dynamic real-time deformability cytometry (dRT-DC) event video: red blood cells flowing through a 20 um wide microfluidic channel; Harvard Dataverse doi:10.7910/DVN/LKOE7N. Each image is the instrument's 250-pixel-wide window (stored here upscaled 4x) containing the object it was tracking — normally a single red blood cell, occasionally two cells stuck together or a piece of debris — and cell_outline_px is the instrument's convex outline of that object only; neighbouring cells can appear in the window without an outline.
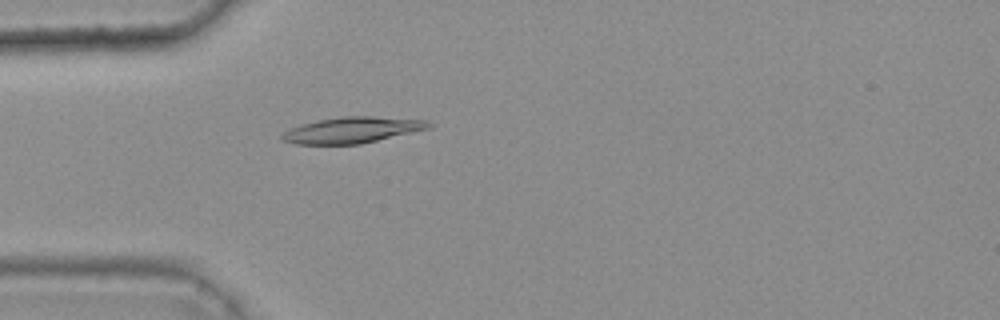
{"species": "common noctule bat (a hibernating species)", "species_latin": "Nyctalus noctula", "temperature_condition": "warm", "stored_images_in_passage": 35, "camera_frame_rate_fps": 3000, "um_per_image_px": 0.085, "animal": {"sex": "female", "body_mass_g": 25.1}, "frame": {"image": 1, "passage_image": 2, "time_ms": 0.333, "image_size_px": [1000, 320], "cell_outline_px": [[436, 124], [432, 128], [360, 144], [292, 144], [280, 140], [280, 136], [284, 132], [300, 124], [320, 120], [344, 116], [372, 116], [428, 120]], "centroid_in_image_um": [29.99, 11.05], "position_along_channel_um": 55.0, "area_um2": 22.43}}
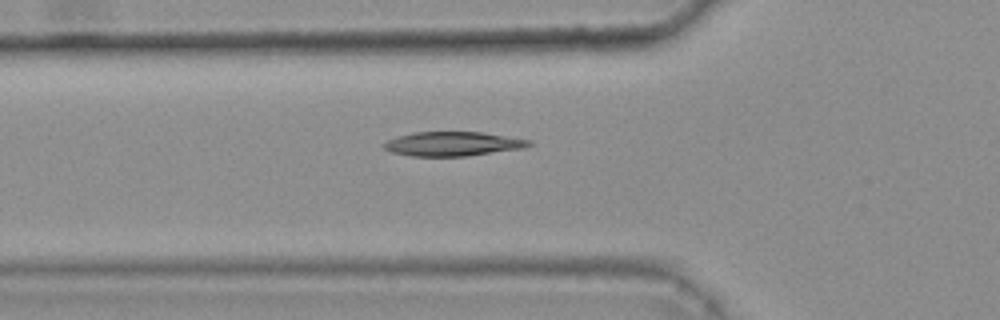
{"frame": {"image": 2, "passage_image": 5, "time_ms": 1.333, "image_size_px": [1000, 320], "cell_outline_px": [[532, 144], [524, 148], [468, 156], [412, 156], [392, 152], [384, 148], [384, 144], [388, 140], [396, 136], [412, 132], [484, 132], [532, 140]], "centroid_in_image_um": [38.52, 12.22], "position_along_channel_um": 87.3, "area_um2": 20.58}}
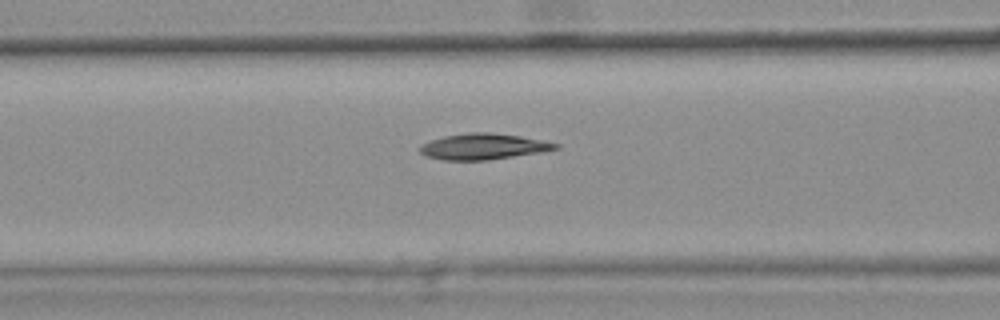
{"frame": {"image": 3, "passage_image": 8, "time_ms": 2.333, "image_size_px": [1000, 320], "cell_outline_px": [[560, 148], [540, 152], [488, 160], [444, 160], [428, 156], [420, 152], [420, 144], [444, 136], [468, 132], [488, 132], [520, 136], [560, 144]], "centroid_in_image_um": [41.08, 12.45], "position_along_channel_um": 125.5, "area_um2": 20.29}, "authors_computed_cell_mechanics": {"area_um2": 20.23, "velocity_mm_per_s": 3.775, "shape_relaxation_time_tau1_ms": null, "shape_relaxation_time_tau2_ms": 7.7081, "deformation_change_tau1": null, "deformation_change_tau2": 0.1384}}